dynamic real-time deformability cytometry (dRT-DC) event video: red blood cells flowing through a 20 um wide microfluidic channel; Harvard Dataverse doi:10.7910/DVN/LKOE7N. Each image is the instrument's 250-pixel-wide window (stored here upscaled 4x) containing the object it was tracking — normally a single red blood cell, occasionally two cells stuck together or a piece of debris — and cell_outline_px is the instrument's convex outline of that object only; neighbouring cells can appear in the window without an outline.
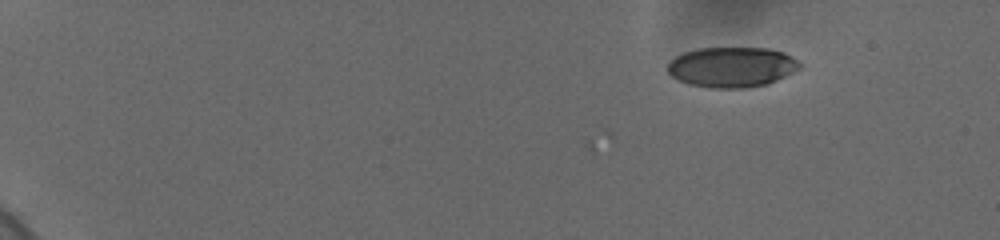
{"species": "human", "species_latin": "Homo sapiens", "temperature_condition": "cold", "stored_images_in_passage": 2, "camera_frame_rate_fps": 3000, "um_per_image_px": 0.085, "donor": {"sex": "female"}, "frame": {"image": 1, "passage_image": 2, "time_ms": 0.333, "image_size_px": [1000, 240], "cell_outline_px": [[804, 64], [800, 68], [768, 84], [744, 88], [712, 88], [688, 84], [672, 76], [668, 72], [668, 64], [676, 56], [684, 52], [700, 48], [768, 48], [784, 52], [792, 56]], "centroid_in_image_um": [62.24, 5.7], "position_along_channel_um": 22.8, "area_um2": 30.98}}